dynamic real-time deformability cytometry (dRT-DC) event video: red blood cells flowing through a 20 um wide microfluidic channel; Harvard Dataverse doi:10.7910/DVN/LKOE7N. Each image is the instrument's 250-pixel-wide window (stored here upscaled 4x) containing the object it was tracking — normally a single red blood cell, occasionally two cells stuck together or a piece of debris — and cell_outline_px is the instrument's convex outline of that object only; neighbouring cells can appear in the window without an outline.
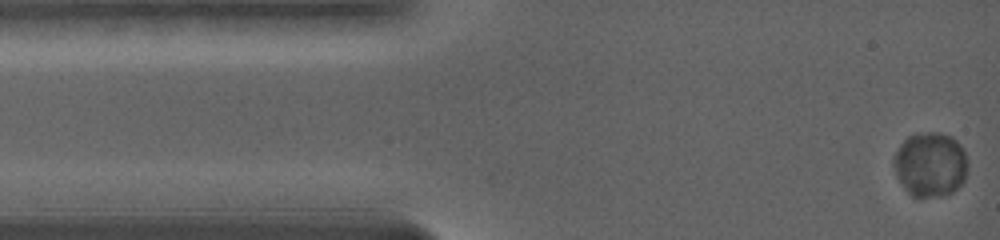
{"species": "common noctule bat (a hibernating species)", "species_latin": "Nyctalus noctula", "temperature_condition": "warm", "stored_images_in_passage": 39, "camera_frame_rate_fps": 5000, "um_per_image_px": 0.085, "animal": {"sex": "female", "body_mass_g": 19.0, "forearm_length_mm": 56.7}, "frame": {"image": 1, "passage_image": 1, "time_ms": 0.0, "image_size_px": [1000, 240], "cell_outline_px": [[964, 180], [952, 192], [928, 196], [912, 196], [904, 188], [896, 176], [892, 160], [900, 144], [908, 136], [920, 132], [940, 132], [952, 136], [960, 144], [964, 152]], "centroid_in_image_um": [79.01, 13.93], "position_along_channel_um": 6.0, "area_um2": 27.34}}
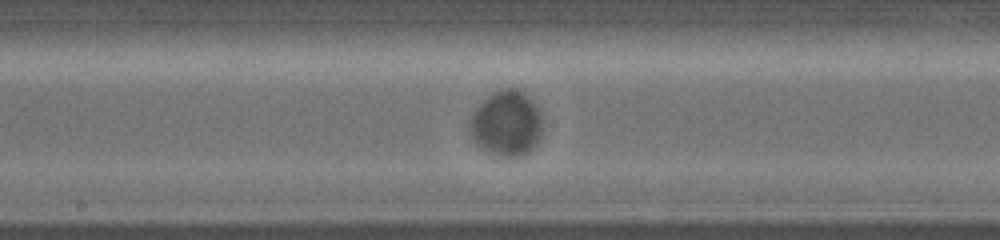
{"frame": {"image": 2, "passage_image": 16, "time_ms": 7.8, "image_size_px": [1000, 240], "cell_outline_px": [[540, 136], [536, 144], [532, 148], [524, 152], [500, 152], [484, 148], [472, 136], [472, 116], [476, 108], [488, 96], [496, 92], [508, 88], [512, 88], [520, 92], [540, 112]], "centroid_in_image_um": [43.06, 10.41], "position_along_channel_um": 205.1, "area_um2": 25.14}}
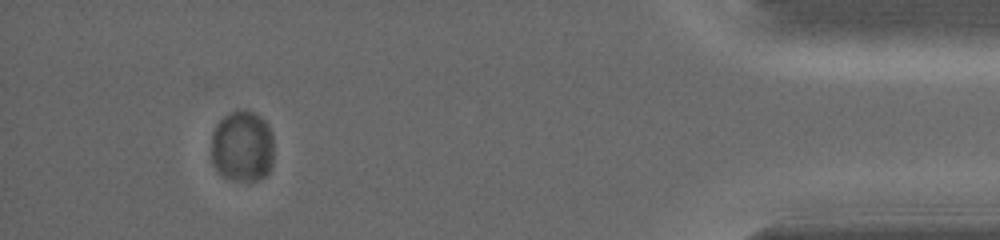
{"frame": {"image": 3, "passage_image": 32, "time_ms": 15.8, "image_size_px": [1000, 240], "cell_outline_px": [[272, 164], [268, 172], [264, 176], [256, 180], [232, 180], [224, 176], [212, 164], [212, 132], [216, 124], [224, 116], [232, 112], [252, 112], [260, 116], [268, 124], [272, 132]], "centroid_in_image_um": [20.59, 12.45], "position_along_channel_um": 414.6, "area_um2": 25.78}, "authors_computed_cell_mechanics": {"area_um2": 25.7788, "velocity_mm_per_s": 3.4977, "shape_relaxation_time_tau1_ms": 0.8529, "shape_relaxation_time_tau2_ms": null, "deformation_change_tau1": 0.0075, "deformation_change_tau2": null}}